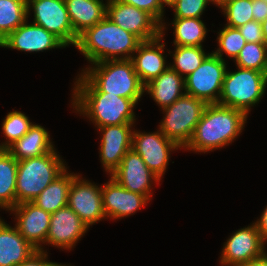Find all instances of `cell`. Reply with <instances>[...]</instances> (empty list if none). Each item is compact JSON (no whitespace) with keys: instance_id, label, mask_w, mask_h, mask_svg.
<instances>
[{"instance_id":"1","label":"cell","mask_w":267,"mask_h":266,"mask_svg":"<svg viewBox=\"0 0 267 266\" xmlns=\"http://www.w3.org/2000/svg\"><path fill=\"white\" fill-rule=\"evenodd\" d=\"M76 79L73 92H106L132 99L136 104L144 94V85L134 70L131 59L92 63Z\"/></svg>"},{"instance_id":"2","label":"cell","mask_w":267,"mask_h":266,"mask_svg":"<svg viewBox=\"0 0 267 266\" xmlns=\"http://www.w3.org/2000/svg\"><path fill=\"white\" fill-rule=\"evenodd\" d=\"M141 42L136 35L122 29L105 16L78 36L75 47L92 64L106 60L131 59Z\"/></svg>"},{"instance_id":"3","label":"cell","mask_w":267,"mask_h":266,"mask_svg":"<svg viewBox=\"0 0 267 266\" xmlns=\"http://www.w3.org/2000/svg\"><path fill=\"white\" fill-rule=\"evenodd\" d=\"M246 119L247 115L241 110L207 104L185 148L205 153L227 146L242 132Z\"/></svg>"},{"instance_id":"4","label":"cell","mask_w":267,"mask_h":266,"mask_svg":"<svg viewBox=\"0 0 267 266\" xmlns=\"http://www.w3.org/2000/svg\"><path fill=\"white\" fill-rule=\"evenodd\" d=\"M72 105L87 116L95 126L133 124L135 121L132 99L106 92H73Z\"/></svg>"},{"instance_id":"5","label":"cell","mask_w":267,"mask_h":266,"mask_svg":"<svg viewBox=\"0 0 267 266\" xmlns=\"http://www.w3.org/2000/svg\"><path fill=\"white\" fill-rule=\"evenodd\" d=\"M67 168L55 148L40 157L18 161L16 205L31 202Z\"/></svg>"},{"instance_id":"6","label":"cell","mask_w":267,"mask_h":266,"mask_svg":"<svg viewBox=\"0 0 267 266\" xmlns=\"http://www.w3.org/2000/svg\"><path fill=\"white\" fill-rule=\"evenodd\" d=\"M235 72L227 71L224 76L219 105L241 110L248 115L251 106L259 103L264 96L267 74L237 67Z\"/></svg>"},{"instance_id":"7","label":"cell","mask_w":267,"mask_h":266,"mask_svg":"<svg viewBox=\"0 0 267 266\" xmlns=\"http://www.w3.org/2000/svg\"><path fill=\"white\" fill-rule=\"evenodd\" d=\"M206 105L204 101L185 93L172 105L163 109L165 115L158 126L159 130L180 148H185Z\"/></svg>"},{"instance_id":"8","label":"cell","mask_w":267,"mask_h":266,"mask_svg":"<svg viewBox=\"0 0 267 266\" xmlns=\"http://www.w3.org/2000/svg\"><path fill=\"white\" fill-rule=\"evenodd\" d=\"M226 70L225 60L212 52L194 72L184 78V92L206 104H218Z\"/></svg>"},{"instance_id":"9","label":"cell","mask_w":267,"mask_h":266,"mask_svg":"<svg viewBox=\"0 0 267 266\" xmlns=\"http://www.w3.org/2000/svg\"><path fill=\"white\" fill-rule=\"evenodd\" d=\"M27 9L28 16L33 9L34 24L53 33L66 46H76L78 36L73 32L65 0H27Z\"/></svg>"},{"instance_id":"10","label":"cell","mask_w":267,"mask_h":266,"mask_svg":"<svg viewBox=\"0 0 267 266\" xmlns=\"http://www.w3.org/2000/svg\"><path fill=\"white\" fill-rule=\"evenodd\" d=\"M106 16L141 41L152 40L161 35V24L151 14L133 5L117 0L107 2Z\"/></svg>"},{"instance_id":"11","label":"cell","mask_w":267,"mask_h":266,"mask_svg":"<svg viewBox=\"0 0 267 266\" xmlns=\"http://www.w3.org/2000/svg\"><path fill=\"white\" fill-rule=\"evenodd\" d=\"M178 148L180 147L160 130L153 133L133 131L132 149L141 156L147 167L160 180L166 171L170 151Z\"/></svg>"},{"instance_id":"12","label":"cell","mask_w":267,"mask_h":266,"mask_svg":"<svg viewBox=\"0 0 267 266\" xmlns=\"http://www.w3.org/2000/svg\"><path fill=\"white\" fill-rule=\"evenodd\" d=\"M265 243L255 223L241 228L225 242L220 263L223 266H241L263 255Z\"/></svg>"},{"instance_id":"13","label":"cell","mask_w":267,"mask_h":266,"mask_svg":"<svg viewBox=\"0 0 267 266\" xmlns=\"http://www.w3.org/2000/svg\"><path fill=\"white\" fill-rule=\"evenodd\" d=\"M68 206L88 227L106 217L101 187L76 175L70 185Z\"/></svg>"},{"instance_id":"14","label":"cell","mask_w":267,"mask_h":266,"mask_svg":"<svg viewBox=\"0 0 267 266\" xmlns=\"http://www.w3.org/2000/svg\"><path fill=\"white\" fill-rule=\"evenodd\" d=\"M110 175L125 189L142 194L149 200L152 181L160 182V179L133 149L124 155L120 165Z\"/></svg>"},{"instance_id":"15","label":"cell","mask_w":267,"mask_h":266,"mask_svg":"<svg viewBox=\"0 0 267 266\" xmlns=\"http://www.w3.org/2000/svg\"><path fill=\"white\" fill-rule=\"evenodd\" d=\"M15 213L17 223L15 228L37 250L43 251L41 246L46 243L49 231L51 213L37 207L32 202H22L11 208Z\"/></svg>"},{"instance_id":"16","label":"cell","mask_w":267,"mask_h":266,"mask_svg":"<svg viewBox=\"0 0 267 266\" xmlns=\"http://www.w3.org/2000/svg\"><path fill=\"white\" fill-rule=\"evenodd\" d=\"M88 228L87 224L67 205L51 214L46 243L57 248L71 249Z\"/></svg>"},{"instance_id":"17","label":"cell","mask_w":267,"mask_h":266,"mask_svg":"<svg viewBox=\"0 0 267 266\" xmlns=\"http://www.w3.org/2000/svg\"><path fill=\"white\" fill-rule=\"evenodd\" d=\"M26 20L16 30L11 32L0 47H6L26 52H42L52 48H65L66 45L53 33L42 26L34 23L29 24Z\"/></svg>"},{"instance_id":"18","label":"cell","mask_w":267,"mask_h":266,"mask_svg":"<svg viewBox=\"0 0 267 266\" xmlns=\"http://www.w3.org/2000/svg\"><path fill=\"white\" fill-rule=\"evenodd\" d=\"M133 124L107 125L98 127L102 132L100 144L101 163L111 174L121 163L124 155L132 149Z\"/></svg>"},{"instance_id":"19","label":"cell","mask_w":267,"mask_h":266,"mask_svg":"<svg viewBox=\"0 0 267 266\" xmlns=\"http://www.w3.org/2000/svg\"><path fill=\"white\" fill-rule=\"evenodd\" d=\"M103 209L106 217L122 219L144 207L149 199L122 187L110 176V181L101 186Z\"/></svg>"},{"instance_id":"20","label":"cell","mask_w":267,"mask_h":266,"mask_svg":"<svg viewBox=\"0 0 267 266\" xmlns=\"http://www.w3.org/2000/svg\"><path fill=\"white\" fill-rule=\"evenodd\" d=\"M164 33L155 39L142 41L131 60L134 70L138 74L141 83L145 86L154 78L163 73L169 65L166 66V58L163 56L164 43H160Z\"/></svg>"},{"instance_id":"21","label":"cell","mask_w":267,"mask_h":266,"mask_svg":"<svg viewBox=\"0 0 267 266\" xmlns=\"http://www.w3.org/2000/svg\"><path fill=\"white\" fill-rule=\"evenodd\" d=\"M36 251L15 227L0 219V266H19Z\"/></svg>"},{"instance_id":"22","label":"cell","mask_w":267,"mask_h":266,"mask_svg":"<svg viewBox=\"0 0 267 266\" xmlns=\"http://www.w3.org/2000/svg\"><path fill=\"white\" fill-rule=\"evenodd\" d=\"M181 90L185 91L184 77L170 66L144 87V91L148 92L162 109L172 105L184 95L185 92Z\"/></svg>"},{"instance_id":"23","label":"cell","mask_w":267,"mask_h":266,"mask_svg":"<svg viewBox=\"0 0 267 266\" xmlns=\"http://www.w3.org/2000/svg\"><path fill=\"white\" fill-rule=\"evenodd\" d=\"M47 130L33 124L29 131L6 150L17 160L43 156L54 149Z\"/></svg>"},{"instance_id":"24","label":"cell","mask_w":267,"mask_h":266,"mask_svg":"<svg viewBox=\"0 0 267 266\" xmlns=\"http://www.w3.org/2000/svg\"><path fill=\"white\" fill-rule=\"evenodd\" d=\"M73 32L79 36L106 16L103 0H65Z\"/></svg>"},{"instance_id":"25","label":"cell","mask_w":267,"mask_h":266,"mask_svg":"<svg viewBox=\"0 0 267 266\" xmlns=\"http://www.w3.org/2000/svg\"><path fill=\"white\" fill-rule=\"evenodd\" d=\"M75 176L65 170L31 202L51 214L67 206L70 185Z\"/></svg>"},{"instance_id":"26","label":"cell","mask_w":267,"mask_h":266,"mask_svg":"<svg viewBox=\"0 0 267 266\" xmlns=\"http://www.w3.org/2000/svg\"><path fill=\"white\" fill-rule=\"evenodd\" d=\"M18 161L0 149V208L7 211L16 206V176Z\"/></svg>"},{"instance_id":"27","label":"cell","mask_w":267,"mask_h":266,"mask_svg":"<svg viewBox=\"0 0 267 266\" xmlns=\"http://www.w3.org/2000/svg\"><path fill=\"white\" fill-rule=\"evenodd\" d=\"M174 45L202 47L207 29L200 18H174Z\"/></svg>"},{"instance_id":"28","label":"cell","mask_w":267,"mask_h":266,"mask_svg":"<svg viewBox=\"0 0 267 266\" xmlns=\"http://www.w3.org/2000/svg\"><path fill=\"white\" fill-rule=\"evenodd\" d=\"M26 20L27 0H0V42Z\"/></svg>"},{"instance_id":"29","label":"cell","mask_w":267,"mask_h":266,"mask_svg":"<svg viewBox=\"0 0 267 266\" xmlns=\"http://www.w3.org/2000/svg\"><path fill=\"white\" fill-rule=\"evenodd\" d=\"M175 46L173 53L174 64H170V67L182 77L185 75L184 78L194 72L210 54H205L203 47Z\"/></svg>"},{"instance_id":"30","label":"cell","mask_w":267,"mask_h":266,"mask_svg":"<svg viewBox=\"0 0 267 266\" xmlns=\"http://www.w3.org/2000/svg\"><path fill=\"white\" fill-rule=\"evenodd\" d=\"M235 62L237 67L267 74V44L246 42Z\"/></svg>"},{"instance_id":"31","label":"cell","mask_w":267,"mask_h":266,"mask_svg":"<svg viewBox=\"0 0 267 266\" xmlns=\"http://www.w3.org/2000/svg\"><path fill=\"white\" fill-rule=\"evenodd\" d=\"M32 125L33 123L24 113L20 111L9 112L2 123V133L7 141L0 144V149H7L25 135Z\"/></svg>"},{"instance_id":"32","label":"cell","mask_w":267,"mask_h":266,"mask_svg":"<svg viewBox=\"0 0 267 266\" xmlns=\"http://www.w3.org/2000/svg\"><path fill=\"white\" fill-rule=\"evenodd\" d=\"M217 40L219 48L213 53L223 60V52L227 54L228 57L235 60L239 55L240 50L246 44V41L239 32V29L230 26H225L224 29L221 31L219 30Z\"/></svg>"},{"instance_id":"33","label":"cell","mask_w":267,"mask_h":266,"mask_svg":"<svg viewBox=\"0 0 267 266\" xmlns=\"http://www.w3.org/2000/svg\"><path fill=\"white\" fill-rule=\"evenodd\" d=\"M220 8L227 17L226 26L238 28L253 21V0H230Z\"/></svg>"},{"instance_id":"34","label":"cell","mask_w":267,"mask_h":266,"mask_svg":"<svg viewBox=\"0 0 267 266\" xmlns=\"http://www.w3.org/2000/svg\"><path fill=\"white\" fill-rule=\"evenodd\" d=\"M211 0H177L171 7L174 18H200Z\"/></svg>"},{"instance_id":"35","label":"cell","mask_w":267,"mask_h":266,"mask_svg":"<svg viewBox=\"0 0 267 266\" xmlns=\"http://www.w3.org/2000/svg\"><path fill=\"white\" fill-rule=\"evenodd\" d=\"M119 2H123L126 4L133 5L138 9L144 10L151 14L160 24H161V32L166 28L165 23L162 21V16H164V8L161 6L159 0H117Z\"/></svg>"},{"instance_id":"36","label":"cell","mask_w":267,"mask_h":266,"mask_svg":"<svg viewBox=\"0 0 267 266\" xmlns=\"http://www.w3.org/2000/svg\"><path fill=\"white\" fill-rule=\"evenodd\" d=\"M238 29L246 42L265 43L262 31V24L260 22L253 20L238 27Z\"/></svg>"},{"instance_id":"37","label":"cell","mask_w":267,"mask_h":266,"mask_svg":"<svg viewBox=\"0 0 267 266\" xmlns=\"http://www.w3.org/2000/svg\"><path fill=\"white\" fill-rule=\"evenodd\" d=\"M47 251L37 250L27 260L23 261L19 266H67L55 262L47 261Z\"/></svg>"},{"instance_id":"38","label":"cell","mask_w":267,"mask_h":266,"mask_svg":"<svg viewBox=\"0 0 267 266\" xmlns=\"http://www.w3.org/2000/svg\"><path fill=\"white\" fill-rule=\"evenodd\" d=\"M253 20L262 23L267 18V3L264 0H253Z\"/></svg>"},{"instance_id":"39","label":"cell","mask_w":267,"mask_h":266,"mask_svg":"<svg viewBox=\"0 0 267 266\" xmlns=\"http://www.w3.org/2000/svg\"><path fill=\"white\" fill-rule=\"evenodd\" d=\"M255 224L262 239L267 242V206Z\"/></svg>"},{"instance_id":"40","label":"cell","mask_w":267,"mask_h":266,"mask_svg":"<svg viewBox=\"0 0 267 266\" xmlns=\"http://www.w3.org/2000/svg\"><path fill=\"white\" fill-rule=\"evenodd\" d=\"M241 266H267V253L265 252L260 257L252 259Z\"/></svg>"},{"instance_id":"41","label":"cell","mask_w":267,"mask_h":266,"mask_svg":"<svg viewBox=\"0 0 267 266\" xmlns=\"http://www.w3.org/2000/svg\"><path fill=\"white\" fill-rule=\"evenodd\" d=\"M261 24L265 43L267 44V18Z\"/></svg>"},{"instance_id":"42","label":"cell","mask_w":267,"mask_h":266,"mask_svg":"<svg viewBox=\"0 0 267 266\" xmlns=\"http://www.w3.org/2000/svg\"><path fill=\"white\" fill-rule=\"evenodd\" d=\"M159 1L163 8L165 7L164 4L168 5L169 7H172L177 2V0H159Z\"/></svg>"},{"instance_id":"43","label":"cell","mask_w":267,"mask_h":266,"mask_svg":"<svg viewBox=\"0 0 267 266\" xmlns=\"http://www.w3.org/2000/svg\"><path fill=\"white\" fill-rule=\"evenodd\" d=\"M230 0H211V2H214V4H216L217 6H223L226 2H228Z\"/></svg>"}]
</instances>
